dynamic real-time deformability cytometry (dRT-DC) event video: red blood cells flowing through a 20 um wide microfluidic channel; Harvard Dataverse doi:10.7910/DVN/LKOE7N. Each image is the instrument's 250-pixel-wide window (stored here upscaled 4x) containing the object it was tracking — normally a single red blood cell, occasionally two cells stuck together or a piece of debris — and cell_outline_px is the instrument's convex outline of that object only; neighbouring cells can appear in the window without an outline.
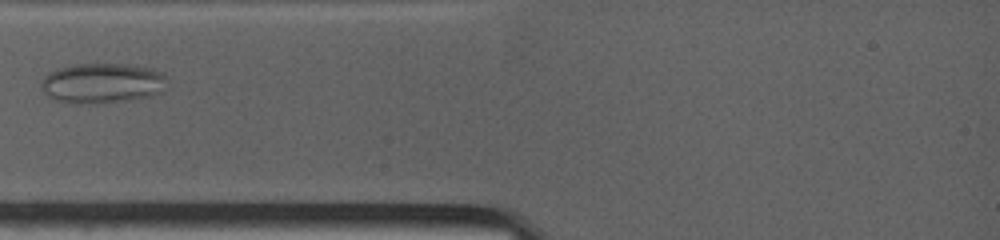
{"species": "common noctule bat (a hibernating species)", "species_latin": "Nyctalus noctula", "temperature_condition": "warm", "stored_images_in_passage": 22, "camera_frame_rate_fps": 4500, "um_per_image_px": 0.085, "animal": {"sex": "female", "body_mass_g": 19.0, "forearm_length_mm": 53.3}, "frame": {"image": 1, "passage_image": 9, "time_ms": 2.667, "image_size_px": [1000, 240], "cell_outline_px": [[168, 76], [160, 92], [152, 96], [104, 104], [76, 104], [56, 100], [48, 96], [40, 88], [40, 80], [48, 72], [56, 68], [76, 64], [128, 64], [152, 68], [164, 72]], "centroid_in_image_um": [8.67, 7.07], "position_along_channel_um": 76.3, "area_um2": 30.06}}
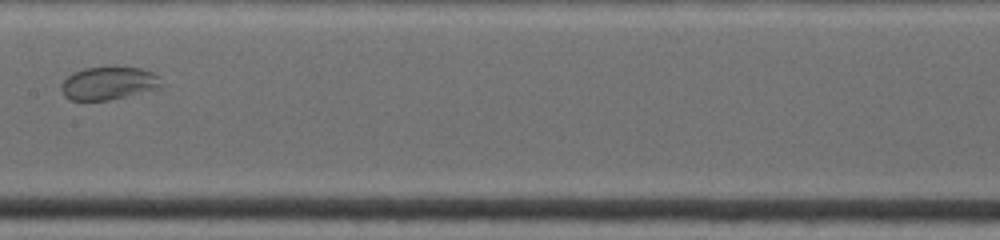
{"frame": {"image": 2, "passage_image": 18, "time_ms": 5.778, "image_size_px": [1000, 240], "cell_outline_px": [[164, 84], [160, 88], [108, 100], [72, 100], [64, 96], [60, 88], [60, 84], [72, 72], [84, 68], [108, 64], [112, 64], [140, 68], [152, 72], [160, 76]], "centroid_in_image_um": [9.24, 7.02], "position_along_channel_um": 198.2, "area_um2": 20.0}}
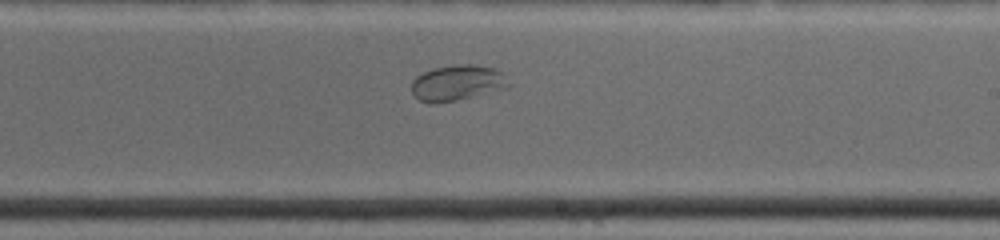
{"frame": {"image": 3, "passage_image": 22, "time_ms": 7.111, "image_size_px": [1000, 240], "cell_outline_px": [[512, 84], [508, 88], [456, 100], [432, 104], [428, 104], [412, 96], [412, 80], [416, 76], [432, 68], [464, 64], [476, 64], [492, 68], [500, 72]], "centroid_in_image_um": [38.84, 7.05], "position_along_channel_um": 250.2, "area_um2": 20.23}}